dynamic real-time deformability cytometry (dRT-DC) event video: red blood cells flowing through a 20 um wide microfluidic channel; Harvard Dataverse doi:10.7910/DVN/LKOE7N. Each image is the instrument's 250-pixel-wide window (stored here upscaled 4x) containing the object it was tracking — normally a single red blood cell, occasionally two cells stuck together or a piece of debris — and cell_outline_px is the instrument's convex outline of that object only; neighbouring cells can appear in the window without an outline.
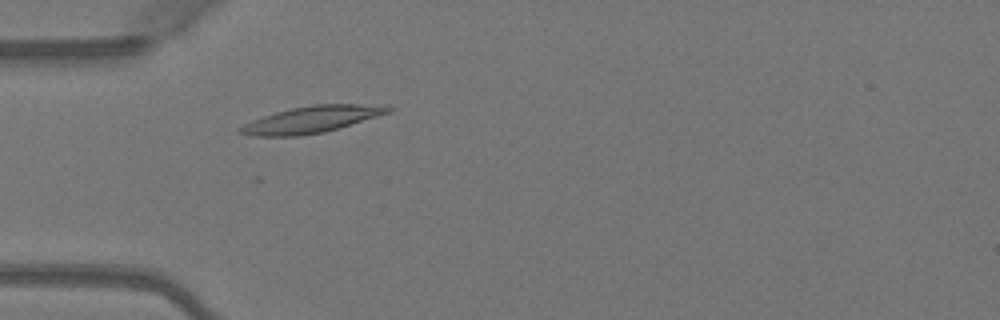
{"species": "Egyptian fruit bat (a non-hibernating species)", "species_latin": "Rousettus aegyptiacus", "temperature_condition": "warm", "stored_images_in_passage": 1, "camera_frame_rate_fps": 3000, "um_per_image_px": 0.085, "animal": {"sex": "female"}, "frame": {"image": 1, "passage_image": 1, "time_ms": 0.0, "image_size_px": [1000, 320], "cell_outline_px": [[396, 108], [388, 112], [376, 116], [324, 132], [300, 136], [256, 136], [236, 132], [236, 128], [252, 120], [276, 112], [292, 108], [316, 104], [388, 104]], "centroid_in_image_um": [26.49, 10.15], "position_along_channel_um": 58.5, "area_um2": 22.89}}